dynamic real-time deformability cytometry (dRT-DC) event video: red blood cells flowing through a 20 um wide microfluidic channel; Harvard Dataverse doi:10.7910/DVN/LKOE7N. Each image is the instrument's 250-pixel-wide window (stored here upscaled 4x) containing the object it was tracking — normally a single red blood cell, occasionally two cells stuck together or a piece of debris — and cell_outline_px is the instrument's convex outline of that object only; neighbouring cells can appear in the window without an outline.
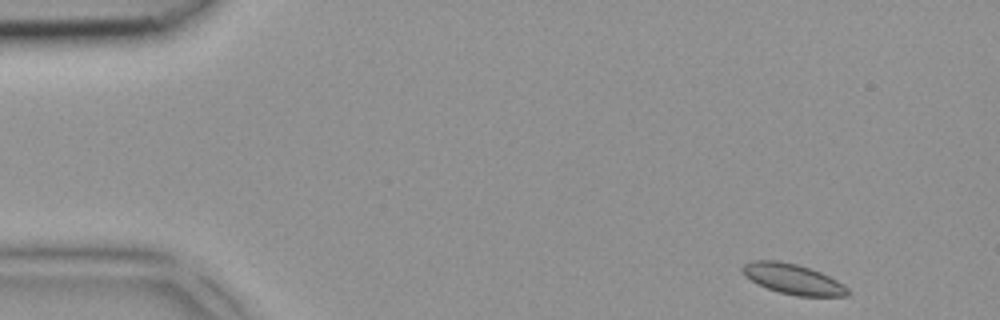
{"species": "common noctule bat (a hibernating species)", "species_latin": "Nyctalus noctula", "temperature_condition": "room temperature", "stored_images_in_passage": 4, "camera_frame_rate_fps": 3000, "um_per_image_px": 0.085, "animal": {"sex": "female", "body_mass_g": 18.4}, "frame": {"image": 1, "passage_image": 1, "time_ms": 0.0, "image_size_px": [1000, 320], "cell_outline_px": [[848, 296], [796, 296], [780, 292], [768, 288], [744, 276], [740, 268], [744, 264], [752, 260], [776, 260], [796, 264], [820, 272], [844, 284], [848, 288]], "centroid_in_image_um": [67.38, 23.71], "position_along_channel_um": 17.6, "area_um2": 18.38}}
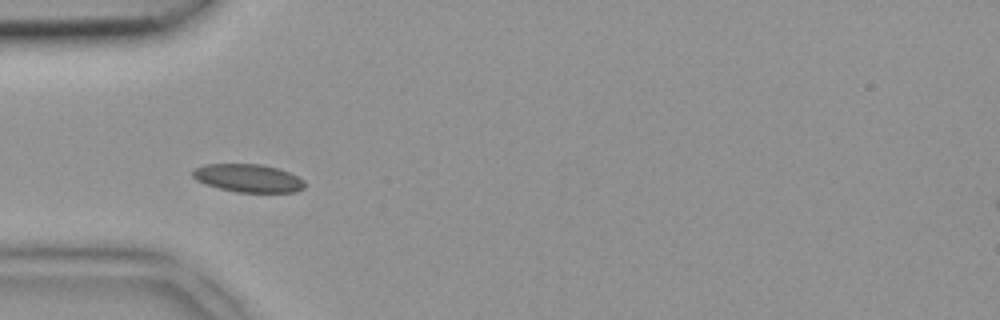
{"frame": {"image": 2, "passage_image": 4, "time_ms": 1.0, "image_size_px": [1000, 320], "cell_outline_px": [[304, 188], [296, 192], [236, 192], [204, 184], [196, 180], [192, 176], [192, 172], [196, 168], [204, 164], [260, 164], [276, 168], [288, 172], [304, 180]], "centroid_in_image_um": [21.07, 15.14], "position_along_channel_um": 63.9, "area_um2": 18.21}}